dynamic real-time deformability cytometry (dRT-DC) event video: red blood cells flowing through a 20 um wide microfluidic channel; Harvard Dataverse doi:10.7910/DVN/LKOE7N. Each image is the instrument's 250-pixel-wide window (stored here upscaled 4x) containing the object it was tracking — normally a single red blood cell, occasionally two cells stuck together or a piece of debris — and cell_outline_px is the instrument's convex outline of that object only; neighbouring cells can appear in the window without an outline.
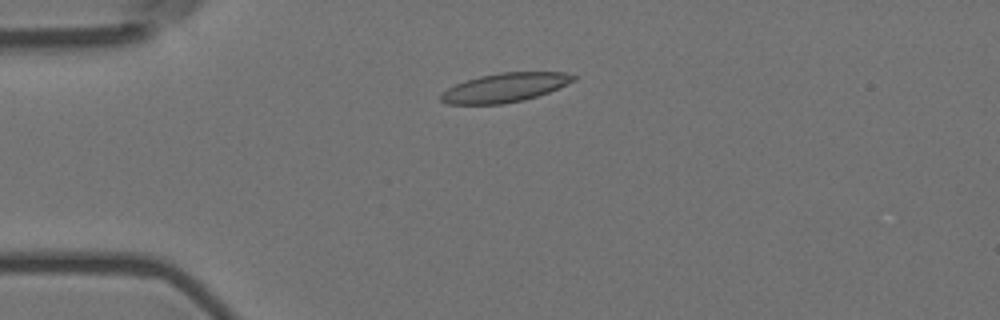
{"species": "Egyptian fruit bat (a non-hibernating species)", "species_latin": "Rousettus aegyptiacus", "temperature_condition": "room temperature", "stored_images_in_passage": 5, "camera_frame_rate_fps": 3000, "um_per_image_px": 0.085, "animal": {"sex": "female"}, "frame": {"image": 1, "passage_image": 4, "time_ms": 1.0, "image_size_px": [1000, 320], "cell_outline_px": [[576, 80], [548, 92], [524, 100], [500, 104], [448, 104], [440, 100], [440, 92], [456, 84], [480, 76], [500, 72], [564, 72], [576, 76]], "centroid_in_image_um": [42.9, 7.44], "position_along_channel_um": 42.1, "area_um2": 22.25}}